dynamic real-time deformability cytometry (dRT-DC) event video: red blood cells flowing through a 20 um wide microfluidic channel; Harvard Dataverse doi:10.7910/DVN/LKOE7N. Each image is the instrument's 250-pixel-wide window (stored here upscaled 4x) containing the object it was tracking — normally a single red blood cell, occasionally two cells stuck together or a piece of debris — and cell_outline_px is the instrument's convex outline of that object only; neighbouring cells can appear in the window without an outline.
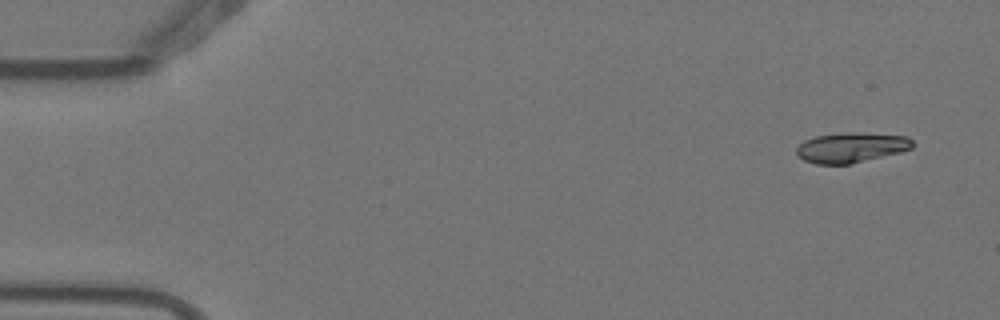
{"species": "Egyptian fruit bat (a non-hibernating species)", "species_latin": "Rousettus aegyptiacus", "temperature_condition": "warm", "stored_images_in_passage": 5, "segment_of_instrument_passage": [1, 2], "camera_frame_rate_fps": 3000, "um_per_image_px": 0.085, "animal": {"sex": "female"}, "frame": {"image": 1, "passage_image": 1, "time_ms": 0.0, "image_size_px": [1000, 320], "cell_outline_px": [[912, 148], [900, 152], [848, 164], [816, 164], [804, 160], [796, 152], [796, 148], [804, 140], [816, 136], [844, 132], [864, 132], [908, 136], [912, 140]], "centroid_in_image_um": [72.35, 12.52], "position_along_channel_um": 12.6, "area_um2": 20.29}}
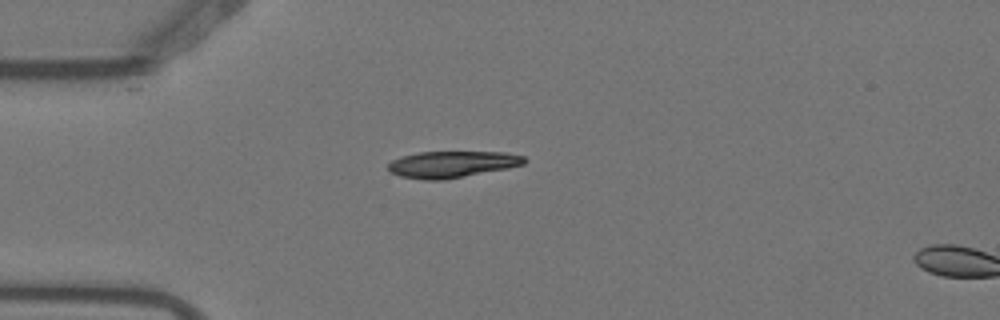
{"frame": {"image": 2, "passage_image": 4, "time_ms": 1.0, "image_size_px": [1000, 320], "cell_outline_px": [[528, 160], [524, 164], [508, 168], [444, 180], [424, 180], [400, 176], [388, 172], [388, 164], [392, 160], [400, 156], [420, 152], [508, 152], [524, 156]], "centroid_in_image_um": [38.42, 13.96], "position_along_channel_um": 46.6, "area_um2": 21.21}}